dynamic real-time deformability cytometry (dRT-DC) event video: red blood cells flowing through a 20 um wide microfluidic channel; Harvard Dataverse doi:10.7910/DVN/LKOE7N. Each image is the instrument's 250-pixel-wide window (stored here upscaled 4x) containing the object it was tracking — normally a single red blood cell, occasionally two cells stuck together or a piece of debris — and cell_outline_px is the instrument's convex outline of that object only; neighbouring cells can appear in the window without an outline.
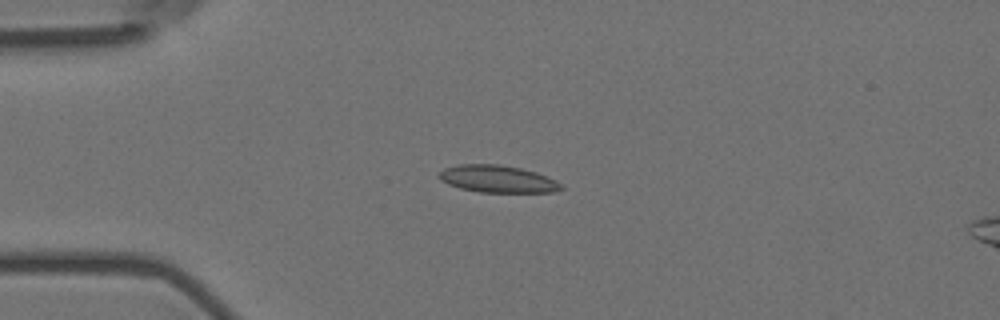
{"species": "Egyptian fruit bat (a non-hibernating species)", "species_latin": "Rousettus aegyptiacus", "temperature_condition": "room temperature", "stored_images_in_passage": 15, "camera_frame_rate_fps": 3000, "um_per_image_px": 0.085, "animal": {"sex": "female"}, "frame": {"image": 1, "passage_image": 4, "time_ms": 1.0, "image_size_px": [1000, 320], "cell_outline_px": [[564, 188], [552, 192], [480, 192], [460, 188], [448, 184], [440, 180], [436, 176], [444, 168], [460, 164], [500, 164], [520, 168], [536, 172], [556, 180]], "centroid_in_image_um": [42.26, 15.2], "position_along_channel_um": 42.7, "area_um2": 19.36}}
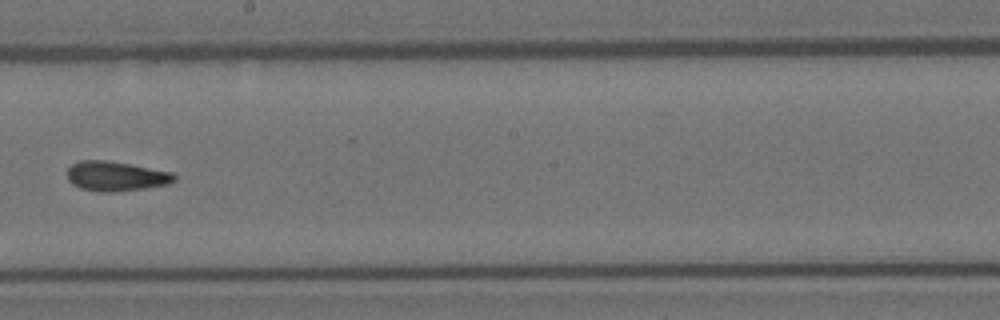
{"frame": {"image": 2, "passage_image": 9, "time_ms": 2.667, "image_size_px": [1000, 320], "cell_outline_px": [[176, 180], [168, 184], [144, 188], [112, 192], [100, 192], [80, 188], [72, 184], [68, 180], [68, 168], [72, 164], [80, 160], [104, 160], [128, 164], [172, 172], [176, 176]], "centroid_in_image_um": [9.83, 14.98], "position_along_channel_um": 238.4, "area_um2": 18.38}}
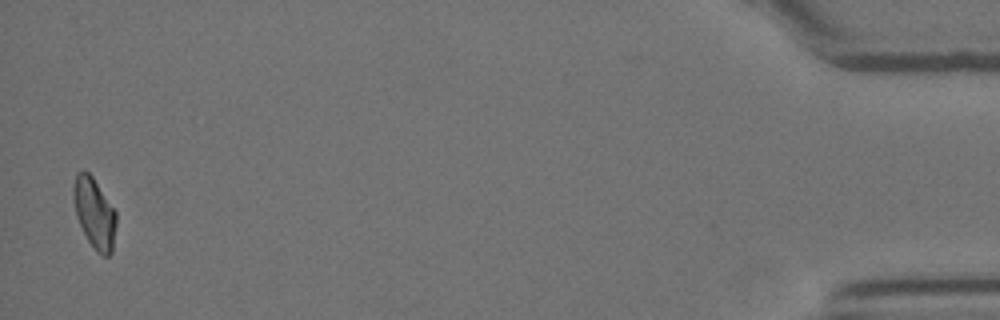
{"frame": {"image": 3, "passage_image": 15, "time_ms": 4.667, "image_size_px": [1000, 320], "cell_outline_px": [[116, 224], [112, 252], [108, 256], [104, 256], [96, 252], [88, 240], [76, 216], [72, 200], [72, 184], [76, 172], [88, 172], [92, 176], [116, 212]], "centroid_in_image_um": [8.0, 18.11], "position_along_channel_um": 427.2, "area_um2": 17.57}}